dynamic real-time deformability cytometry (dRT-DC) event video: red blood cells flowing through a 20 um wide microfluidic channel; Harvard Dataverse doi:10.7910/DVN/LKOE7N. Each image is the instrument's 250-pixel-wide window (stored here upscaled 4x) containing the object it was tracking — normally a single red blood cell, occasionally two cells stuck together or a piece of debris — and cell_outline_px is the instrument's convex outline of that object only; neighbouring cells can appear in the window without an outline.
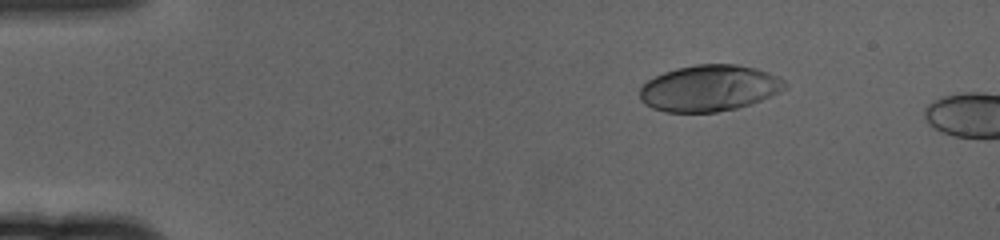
{"species": "human", "species_latin": "Homo sapiens", "temperature_condition": "cold", "stored_images_in_passage": 5, "camera_frame_rate_fps": 3000, "um_per_image_px": 0.085, "donor": {"sex": "female"}, "frame": {"image": 1, "passage_image": 1, "time_ms": 0.0, "image_size_px": [1000, 240], "cell_outline_px": [[784, 88], [752, 104], [736, 108], [716, 112], [664, 112], [652, 108], [644, 104], [640, 100], [640, 88], [648, 80], [664, 72], [676, 68], [696, 64], [736, 64], [756, 68], [780, 76], [784, 80]], "centroid_in_image_um": [60.25, 7.49], "position_along_channel_um": 24.7, "area_um2": 39.02}}